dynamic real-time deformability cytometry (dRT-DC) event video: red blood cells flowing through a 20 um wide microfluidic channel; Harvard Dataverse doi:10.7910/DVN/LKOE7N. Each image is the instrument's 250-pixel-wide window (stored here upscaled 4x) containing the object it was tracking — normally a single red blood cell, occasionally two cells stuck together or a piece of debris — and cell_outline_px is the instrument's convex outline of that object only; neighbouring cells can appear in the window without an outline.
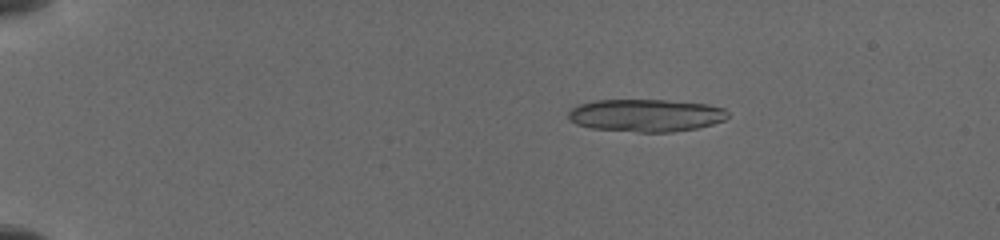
{"species": "common noctule bat (a hibernating species)", "species_latin": "Nyctalus noctula", "temperature_condition": "cold", "stored_images_in_passage": 17, "camera_frame_rate_fps": 3000, "um_per_image_px": 0.085, "animal": {"sex": "female", "body_mass_g": 19.5, "forearm_length_mm": 54.1}, "frame": {"image": 1, "passage_image": 1, "time_ms": 0.0, "image_size_px": [1000, 240], "cell_outline_px": [[728, 116], [724, 120], [712, 124], [696, 128], [672, 132], [636, 132], [588, 128], [576, 124], [568, 120], [568, 112], [572, 108], [580, 104], [596, 100], [664, 100], [708, 104], [724, 108], [728, 112]], "centroid_in_image_um": [54.87, 9.81], "position_along_channel_um": 30.1, "area_um2": 30.4}}